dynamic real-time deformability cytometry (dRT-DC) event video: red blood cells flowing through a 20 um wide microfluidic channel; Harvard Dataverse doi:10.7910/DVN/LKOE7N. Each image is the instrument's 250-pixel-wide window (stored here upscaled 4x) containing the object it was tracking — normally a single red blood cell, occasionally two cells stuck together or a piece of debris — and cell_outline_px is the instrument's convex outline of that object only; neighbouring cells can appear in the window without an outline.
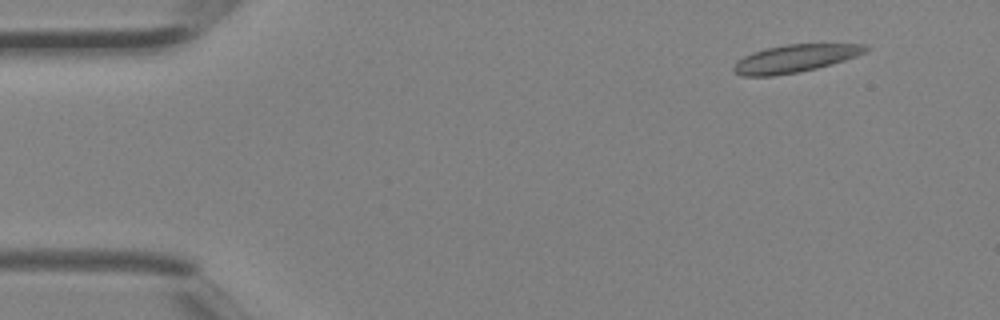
{"species": "Egyptian fruit bat (a non-hibernating species)", "species_latin": "Rousettus aegyptiacus", "temperature_condition": "room temperature", "stored_images_in_passage": 5, "camera_frame_rate_fps": 3000, "um_per_image_px": 0.085, "animal": {"sex": "female"}, "frame": {"image": 1, "passage_image": 2, "time_ms": 0.333, "image_size_px": [1000, 320], "cell_outline_px": [[868, 48], [864, 52], [856, 56], [844, 60], [816, 68], [800, 72], [772, 76], [740, 76], [732, 72], [732, 68], [744, 56], [752, 52], [764, 48], [784, 44], [868, 44]], "centroid_in_image_um": [67.53, 4.97], "position_along_channel_um": 17.5, "area_um2": 21.27}}
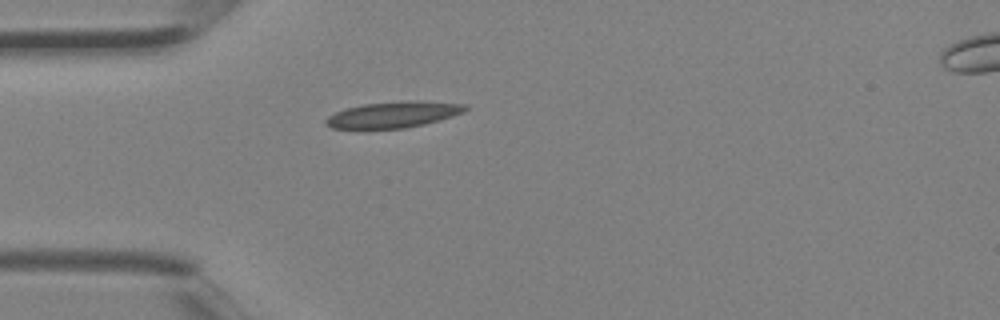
{"frame": {"image": 2, "passage_image": 4, "time_ms": 1.0, "image_size_px": [1000, 320], "cell_outline_px": [[468, 108], [464, 112], [440, 120], [424, 124], [404, 128], [332, 128], [324, 124], [324, 120], [328, 116], [344, 108], [364, 104], [412, 100], [416, 100], [468, 104]], "centroid_in_image_um": [33.45, 9.73], "position_along_channel_um": 51.5, "area_um2": 21.21}}